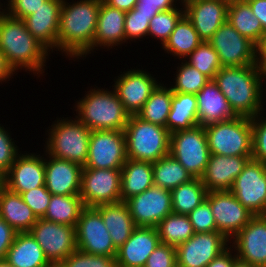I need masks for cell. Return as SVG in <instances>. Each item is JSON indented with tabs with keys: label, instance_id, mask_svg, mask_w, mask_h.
I'll list each match as a JSON object with an SVG mask.
<instances>
[{
	"label": "cell",
	"instance_id": "cell-1",
	"mask_svg": "<svg viewBox=\"0 0 266 267\" xmlns=\"http://www.w3.org/2000/svg\"><path fill=\"white\" fill-rule=\"evenodd\" d=\"M69 3L63 0L61 5L55 51H61L70 59L86 58V55L91 54L101 0H78Z\"/></svg>",
	"mask_w": 266,
	"mask_h": 267
},
{
	"label": "cell",
	"instance_id": "cell-2",
	"mask_svg": "<svg viewBox=\"0 0 266 267\" xmlns=\"http://www.w3.org/2000/svg\"><path fill=\"white\" fill-rule=\"evenodd\" d=\"M264 78L266 71L260 65L253 64L222 67L213 80L236 116L252 118L265 111L262 104L263 85H266Z\"/></svg>",
	"mask_w": 266,
	"mask_h": 267
},
{
	"label": "cell",
	"instance_id": "cell-3",
	"mask_svg": "<svg viewBox=\"0 0 266 267\" xmlns=\"http://www.w3.org/2000/svg\"><path fill=\"white\" fill-rule=\"evenodd\" d=\"M0 50L14 72L24 68L38 77L44 73L51 54L27 30L24 20L13 18L3 10L0 11Z\"/></svg>",
	"mask_w": 266,
	"mask_h": 267
},
{
	"label": "cell",
	"instance_id": "cell-4",
	"mask_svg": "<svg viewBox=\"0 0 266 267\" xmlns=\"http://www.w3.org/2000/svg\"><path fill=\"white\" fill-rule=\"evenodd\" d=\"M93 88L76 101V118L92 130H124L130 114L115 90Z\"/></svg>",
	"mask_w": 266,
	"mask_h": 267
},
{
	"label": "cell",
	"instance_id": "cell-5",
	"mask_svg": "<svg viewBox=\"0 0 266 267\" xmlns=\"http://www.w3.org/2000/svg\"><path fill=\"white\" fill-rule=\"evenodd\" d=\"M123 131L128 159L153 163L170 152L171 133L166 127L130 115Z\"/></svg>",
	"mask_w": 266,
	"mask_h": 267
},
{
	"label": "cell",
	"instance_id": "cell-6",
	"mask_svg": "<svg viewBox=\"0 0 266 267\" xmlns=\"http://www.w3.org/2000/svg\"><path fill=\"white\" fill-rule=\"evenodd\" d=\"M62 118H57L47 131L45 152L55 158L84 166L88 157L91 130L76 117Z\"/></svg>",
	"mask_w": 266,
	"mask_h": 267
},
{
	"label": "cell",
	"instance_id": "cell-7",
	"mask_svg": "<svg viewBox=\"0 0 266 267\" xmlns=\"http://www.w3.org/2000/svg\"><path fill=\"white\" fill-rule=\"evenodd\" d=\"M211 154L252 156L251 118L235 116L204 126Z\"/></svg>",
	"mask_w": 266,
	"mask_h": 267
},
{
	"label": "cell",
	"instance_id": "cell-8",
	"mask_svg": "<svg viewBox=\"0 0 266 267\" xmlns=\"http://www.w3.org/2000/svg\"><path fill=\"white\" fill-rule=\"evenodd\" d=\"M193 176L201 178L210 158L205 128L202 125L170 134V152Z\"/></svg>",
	"mask_w": 266,
	"mask_h": 267
},
{
	"label": "cell",
	"instance_id": "cell-9",
	"mask_svg": "<svg viewBox=\"0 0 266 267\" xmlns=\"http://www.w3.org/2000/svg\"><path fill=\"white\" fill-rule=\"evenodd\" d=\"M219 55L222 67L258 64L257 46L242 36L228 21L208 41Z\"/></svg>",
	"mask_w": 266,
	"mask_h": 267
},
{
	"label": "cell",
	"instance_id": "cell-10",
	"mask_svg": "<svg viewBox=\"0 0 266 267\" xmlns=\"http://www.w3.org/2000/svg\"><path fill=\"white\" fill-rule=\"evenodd\" d=\"M79 195L85 207L121 202V169L83 168Z\"/></svg>",
	"mask_w": 266,
	"mask_h": 267
},
{
	"label": "cell",
	"instance_id": "cell-11",
	"mask_svg": "<svg viewBox=\"0 0 266 267\" xmlns=\"http://www.w3.org/2000/svg\"><path fill=\"white\" fill-rule=\"evenodd\" d=\"M75 227L38 218L29 232L41 246L48 261L56 267L77 250Z\"/></svg>",
	"mask_w": 266,
	"mask_h": 267
},
{
	"label": "cell",
	"instance_id": "cell-12",
	"mask_svg": "<svg viewBox=\"0 0 266 267\" xmlns=\"http://www.w3.org/2000/svg\"><path fill=\"white\" fill-rule=\"evenodd\" d=\"M123 130H92L88 157L83 168L121 169L126 162Z\"/></svg>",
	"mask_w": 266,
	"mask_h": 267
},
{
	"label": "cell",
	"instance_id": "cell-13",
	"mask_svg": "<svg viewBox=\"0 0 266 267\" xmlns=\"http://www.w3.org/2000/svg\"><path fill=\"white\" fill-rule=\"evenodd\" d=\"M229 191L254 216L266 215V163L250 159Z\"/></svg>",
	"mask_w": 266,
	"mask_h": 267
},
{
	"label": "cell",
	"instance_id": "cell-14",
	"mask_svg": "<svg viewBox=\"0 0 266 267\" xmlns=\"http://www.w3.org/2000/svg\"><path fill=\"white\" fill-rule=\"evenodd\" d=\"M75 230L78 250L91 255L116 257L117 249L101 214L94 207H85L81 211Z\"/></svg>",
	"mask_w": 266,
	"mask_h": 267
},
{
	"label": "cell",
	"instance_id": "cell-15",
	"mask_svg": "<svg viewBox=\"0 0 266 267\" xmlns=\"http://www.w3.org/2000/svg\"><path fill=\"white\" fill-rule=\"evenodd\" d=\"M136 227H154L173 213L171 191L151 186L125 201Z\"/></svg>",
	"mask_w": 266,
	"mask_h": 267
},
{
	"label": "cell",
	"instance_id": "cell-16",
	"mask_svg": "<svg viewBox=\"0 0 266 267\" xmlns=\"http://www.w3.org/2000/svg\"><path fill=\"white\" fill-rule=\"evenodd\" d=\"M230 244L219 231L194 233L176 247L177 267H206Z\"/></svg>",
	"mask_w": 266,
	"mask_h": 267
},
{
	"label": "cell",
	"instance_id": "cell-17",
	"mask_svg": "<svg viewBox=\"0 0 266 267\" xmlns=\"http://www.w3.org/2000/svg\"><path fill=\"white\" fill-rule=\"evenodd\" d=\"M206 199L210 203L217 231L229 241L254 216L229 190L207 192Z\"/></svg>",
	"mask_w": 266,
	"mask_h": 267
},
{
	"label": "cell",
	"instance_id": "cell-18",
	"mask_svg": "<svg viewBox=\"0 0 266 267\" xmlns=\"http://www.w3.org/2000/svg\"><path fill=\"white\" fill-rule=\"evenodd\" d=\"M153 74L142 69H130L123 74L113 84L115 92L122 102L125 110L130 115H136L148 100L151 93L159 85Z\"/></svg>",
	"mask_w": 266,
	"mask_h": 267
},
{
	"label": "cell",
	"instance_id": "cell-19",
	"mask_svg": "<svg viewBox=\"0 0 266 267\" xmlns=\"http://www.w3.org/2000/svg\"><path fill=\"white\" fill-rule=\"evenodd\" d=\"M230 243L239 260L266 267V215L253 216Z\"/></svg>",
	"mask_w": 266,
	"mask_h": 267
},
{
	"label": "cell",
	"instance_id": "cell-20",
	"mask_svg": "<svg viewBox=\"0 0 266 267\" xmlns=\"http://www.w3.org/2000/svg\"><path fill=\"white\" fill-rule=\"evenodd\" d=\"M38 153H20L5 173V187L23 193L45 185V158Z\"/></svg>",
	"mask_w": 266,
	"mask_h": 267
},
{
	"label": "cell",
	"instance_id": "cell-21",
	"mask_svg": "<svg viewBox=\"0 0 266 267\" xmlns=\"http://www.w3.org/2000/svg\"><path fill=\"white\" fill-rule=\"evenodd\" d=\"M44 154L46 189L52 195H79L83 166Z\"/></svg>",
	"mask_w": 266,
	"mask_h": 267
},
{
	"label": "cell",
	"instance_id": "cell-22",
	"mask_svg": "<svg viewBox=\"0 0 266 267\" xmlns=\"http://www.w3.org/2000/svg\"><path fill=\"white\" fill-rule=\"evenodd\" d=\"M229 1L199 0L184 7L185 16L192 22L202 41H209L220 26L227 21Z\"/></svg>",
	"mask_w": 266,
	"mask_h": 267
},
{
	"label": "cell",
	"instance_id": "cell-23",
	"mask_svg": "<svg viewBox=\"0 0 266 267\" xmlns=\"http://www.w3.org/2000/svg\"><path fill=\"white\" fill-rule=\"evenodd\" d=\"M252 156H223L211 154L200 178L207 192L230 190L236 177Z\"/></svg>",
	"mask_w": 266,
	"mask_h": 267
},
{
	"label": "cell",
	"instance_id": "cell-24",
	"mask_svg": "<svg viewBox=\"0 0 266 267\" xmlns=\"http://www.w3.org/2000/svg\"><path fill=\"white\" fill-rule=\"evenodd\" d=\"M63 0H46L23 20L27 30L49 51L57 49L60 9ZM54 48V49H53Z\"/></svg>",
	"mask_w": 266,
	"mask_h": 267
},
{
	"label": "cell",
	"instance_id": "cell-25",
	"mask_svg": "<svg viewBox=\"0 0 266 267\" xmlns=\"http://www.w3.org/2000/svg\"><path fill=\"white\" fill-rule=\"evenodd\" d=\"M160 243L154 227H136L126 242L117 249V267H144L149 255Z\"/></svg>",
	"mask_w": 266,
	"mask_h": 267
},
{
	"label": "cell",
	"instance_id": "cell-26",
	"mask_svg": "<svg viewBox=\"0 0 266 267\" xmlns=\"http://www.w3.org/2000/svg\"><path fill=\"white\" fill-rule=\"evenodd\" d=\"M125 15L126 12L116 9L103 0L99 8L96 32L91 51L101 48L107 49L125 44ZM113 46V47H112Z\"/></svg>",
	"mask_w": 266,
	"mask_h": 267
},
{
	"label": "cell",
	"instance_id": "cell-27",
	"mask_svg": "<svg viewBox=\"0 0 266 267\" xmlns=\"http://www.w3.org/2000/svg\"><path fill=\"white\" fill-rule=\"evenodd\" d=\"M196 97L199 125L205 126L236 116L214 80H209Z\"/></svg>",
	"mask_w": 266,
	"mask_h": 267
},
{
	"label": "cell",
	"instance_id": "cell-28",
	"mask_svg": "<svg viewBox=\"0 0 266 267\" xmlns=\"http://www.w3.org/2000/svg\"><path fill=\"white\" fill-rule=\"evenodd\" d=\"M109 231L112 243L119 249L131 236L136 225L125 202L102 204L94 207Z\"/></svg>",
	"mask_w": 266,
	"mask_h": 267
},
{
	"label": "cell",
	"instance_id": "cell-29",
	"mask_svg": "<svg viewBox=\"0 0 266 267\" xmlns=\"http://www.w3.org/2000/svg\"><path fill=\"white\" fill-rule=\"evenodd\" d=\"M5 260L12 267H54L30 232H17Z\"/></svg>",
	"mask_w": 266,
	"mask_h": 267
},
{
	"label": "cell",
	"instance_id": "cell-30",
	"mask_svg": "<svg viewBox=\"0 0 266 267\" xmlns=\"http://www.w3.org/2000/svg\"><path fill=\"white\" fill-rule=\"evenodd\" d=\"M0 217L17 232H29L38 220L20 194L6 187L0 192Z\"/></svg>",
	"mask_w": 266,
	"mask_h": 267
},
{
	"label": "cell",
	"instance_id": "cell-31",
	"mask_svg": "<svg viewBox=\"0 0 266 267\" xmlns=\"http://www.w3.org/2000/svg\"><path fill=\"white\" fill-rule=\"evenodd\" d=\"M154 185L151 162L126 159L121 168V202Z\"/></svg>",
	"mask_w": 266,
	"mask_h": 267
},
{
	"label": "cell",
	"instance_id": "cell-32",
	"mask_svg": "<svg viewBox=\"0 0 266 267\" xmlns=\"http://www.w3.org/2000/svg\"><path fill=\"white\" fill-rule=\"evenodd\" d=\"M199 125L196 94L173 92L166 128L170 133Z\"/></svg>",
	"mask_w": 266,
	"mask_h": 267
},
{
	"label": "cell",
	"instance_id": "cell-33",
	"mask_svg": "<svg viewBox=\"0 0 266 267\" xmlns=\"http://www.w3.org/2000/svg\"><path fill=\"white\" fill-rule=\"evenodd\" d=\"M227 21L244 37L258 46L265 31L252 13L249 4L242 0H230L227 9Z\"/></svg>",
	"mask_w": 266,
	"mask_h": 267
},
{
	"label": "cell",
	"instance_id": "cell-34",
	"mask_svg": "<svg viewBox=\"0 0 266 267\" xmlns=\"http://www.w3.org/2000/svg\"><path fill=\"white\" fill-rule=\"evenodd\" d=\"M199 38L192 22L184 15L176 24L162 49L168 54L177 57L180 61L189 56L200 44Z\"/></svg>",
	"mask_w": 266,
	"mask_h": 267
},
{
	"label": "cell",
	"instance_id": "cell-35",
	"mask_svg": "<svg viewBox=\"0 0 266 267\" xmlns=\"http://www.w3.org/2000/svg\"><path fill=\"white\" fill-rule=\"evenodd\" d=\"M152 170L154 185L170 191L194 179L171 154L153 162Z\"/></svg>",
	"mask_w": 266,
	"mask_h": 267
},
{
	"label": "cell",
	"instance_id": "cell-36",
	"mask_svg": "<svg viewBox=\"0 0 266 267\" xmlns=\"http://www.w3.org/2000/svg\"><path fill=\"white\" fill-rule=\"evenodd\" d=\"M84 208L80 195H52L43 219L76 226Z\"/></svg>",
	"mask_w": 266,
	"mask_h": 267
},
{
	"label": "cell",
	"instance_id": "cell-37",
	"mask_svg": "<svg viewBox=\"0 0 266 267\" xmlns=\"http://www.w3.org/2000/svg\"><path fill=\"white\" fill-rule=\"evenodd\" d=\"M173 91L161 82L154 89L142 109L136 114L142 120L166 127L171 110Z\"/></svg>",
	"mask_w": 266,
	"mask_h": 267
},
{
	"label": "cell",
	"instance_id": "cell-38",
	"mask_svg": "<svg viewBox=\"0 0 266 267\" xmlns=\"http://www.w3.org/2000/svg\"><path fill=\"white\" fill-rule=\"evenodd\" d=\"M206 195L207 190L199 178L179 185L171 190L173 213L188 215L206 199Z\"/></svg>",
	"mask_w": 266,
	"mask_h": 267
},
{
	"label": "cell",
	"instance_id": "cell-39",
	"mask_svg": "<svg viewBox=\"0 0 266 267\" xmlns=\"http://www.w3.org/2000/svg\"><path fill=\"white\" fill-rule=\"evenodd\" d=\"M160 243L179 246L194 235L188 215L171 213L157 226Z\"/></svg>",
	"mask_w": 266,
	"mask_h": 267
},
{
	"label": "cell",
	"instance_id": "cell-40",
	"mask_svg": "<svg viewBox=\"0 0 266 267\" xmlns=\"http://www.w3.org/2000/svg\"><path fill=\"white\" fill-rule=\"evenodd\" d=\"M183 61L199 70L210 80H213L216 73L222 68L219 55L208 41H202Z\"/></svg>",
	"mask_w": 266,
	"mask_h": 267
},
{
	"label": "cell",
	"instance_id": "cell-41",
	"mask_svg": "<svg viewBox=\"0 0 266 267\" xmlns=\"http://www.w3.org/2000/svg\"><path fill=\"white\" fill-rule=\"evenodd\" d=\"M174 80V85L171 84L172 86H170L173 92L197 94L210 79L196 68L182 61L180 66L177 67Z\"/></svg>",
	"mask_w": 266,
	"mask_h": 267
},
{
	"label": "cell",
	"instance_id": "cell-42",
	"mask_svg": "<svg viewBox=\"0 0 266 267\" xmlns=\"http://www.w3.org/2000/svg\"><path fill=\"white\" fill-rule=\"evenodd\" d=\"M184 15V7H176L157 13L150 20L148 36H153L152 38H157V40L159 39L163 46L175 29L176 24Z\"/></svg>",
	"mask_w": 266,
	"mask_h": 267
},
{
	"label": "cell",
	"instance_id": "cell-43",
	"mask_svg": "<svg viewBox=\"0 0 266 267\" xmlns=\"http://www.w3.org/2000/svg\"><path fill=\"white\" fill-rule=\"evenodd\" d=\"M56 267H117L116 257L91 255L75 250Z\"/></svg>",
	"mask_w": 266,
	"mask_h": 267
},
{
	"label": "cell",
	"instance_id": "cell-44",
	"mask_svg": "<svg viewBox=\"0 0 266 267\" xmlns=\"http://www.w3.org/2000/svg\"><path fill=\"white\" fill-rule=\"evenodd\" d=\"M154 16L140 14L135 8L126 12L124 26L125 42L127 40L136 41L137 39L139 40L148 36L150 20Z\"/></svg>",
	"mask_w": 266,
	"mask_h": 267
},
{
	"label": "cell",
	"instance_id": "cell-45",
	"mask_svg": "<svg viewBox=\"0 0 266 267\" xmlns=\"http://www.w3.org/2000/svg\"><path fill=\"white\" fill-rule=\"evenodd\" d=\"M252 160L266 163V117L258 114L251 118Z\"/></svg>",
	"mask_w": 266,
	"mask_h": 267
},
{
	"label": "cell",
	"instance_id": "cell-46",
	"mask_svg": "<svg viewBox=\"0 0 266 267\" xmlns=\"http://www.w3.org/2000/svg\"><path fill=\"white\" fill-rule=\"evenodd\" d=\"M195 233L217 231L214 215L207 199L188 214Z\"/></svg>",
	"mask_w": 266,
	"mask_h": 267
},
{
	"label": "cell",
	"instance_id": "cell-47",
	"mask_svg": "<svg viewBox=\"0 0 266 267\" xmlns=\"http://www.w3.org/2000/svg\"><path fill=\"white\" fill-rule=\"evenodd\" d=\"M23 201L32 209L37 218H43L48 209L52 194L46 186H40L20 193Z\"/></svg>",
	"mask_w": 266,
	"mask_h": 267
},
{
	"label": "cell",
	"instance_id": "cell-48",
	"mask_svg": "<svg viewBox=\"0 0 266 267\" xmlns=\"http://www.w3.org/2000/svg\"><path fill=\"white\" fill-rule=\"evenodd\" d=\"M18 146L12 139L10 132L0 124V170L6 173L19 155ZM19 151V152H18Z\"/></svg>",
	"mask_w": 266,
	"mask_h": 267
},
{
	"label": "cell",
	"instance_id": "cell-49",
	"mask_svg": "<svg viewBox=\"0 0 266 267\" xmlns=\"http://www.w3.org/2000/svg\"><path fill=\"white\" fill-rule=\"evenodd\" d=\"M144 267H177L176 247L159 243Z\"/></svg>",
	"mask_w": 266,
	"mask_h": 267
},
{
	"label": "cell",
	"instance_id": "cell-50",
	"mask_svg": "<svg viewBox=\"0 0 266 267\" xmlns=\"http://www.w3.org/2000/svg\"><path fill=\"white\" fill-rule=\"evenodd\" d=\"M46 0H8L7 7L4 6L5 11L9 16L18 19H24L28 15L35 13L39 7L43 5Z\"/></svg>",
	"mask_w": 266,
	"mask_h": 267
},
{
	"label": "cell",
	"instance_id": "cell-51",
	"mask_svg": "<svg viewBox=\"0 0 266 267\" xmlns=\"http://www.w3.org/2000/svg\"><path fill=\"white\" fill-rule=\"evenodd\" d=\"M178 0H137L134 7L138 13L144 15H156L161 11L176 8Z\"/></svg>",
	"mask_w": 266,
	"mask_h": 267
},
{
	"label": "cell",
	"instance_id": "cell-52",
	"mask_svg": "<svg viewBox=\"0 0 266 267\" xmlns=\"http://www.w3.org/2000/svg\"><path fill=\"white\" fill-rule=\"evenodd\" d=\"M17 231L0 217V260L5 259L8 249L14 242Z\"/></svg>",
	"mask_w": 266,
	"mask_h": 267
},
{
	"label": "cell",
	"instance_id": "cell-53",
	"mask_svg": "<svg viewBox=\"0 0 266 267\" xmlns=\"http://www.w3.org/2000/svg\"><path fill=\"white\" fill-rule=\"evenodd\" d=\"M231 249L232 247L229 246L225 251L213 259L206 267H233L237 256L235 251Z\"/></svg>",
	"mask_w": 266,
	"mask_h": 267
},
{
	"label": "cell",
	"instance_id": "cell-54",
	"mask_svg": "<svg viewBox=\"0 0 266 267\" xmlns=\"http://www.w3.org/2000/svg\"><path fill=\"white\" fill-rule=\"evenodd\" d=\"M246 2L266 32V0H248Z\"/></svg>",
	"mask_w": 266,
	"mask_h": 267
},
{
	"label": "cell",
	"instance_id": "cell-55",
	"mask_svg": "<svg viewBox=\"0 0 266 267\" xmlns=\"http://www.w3.org/2000/svg\"><path fill=\"white\" fill-rule=\"evenodd\" d=\"M106 4L120 9L121 11H131L137 3V0H103Z\"/></svg>",
	"mask_w": 266,
	"mask_h": 267
},
{
	"label": "cell",
	"instance_id": "cell-56",
	"mask_svg": "<svg viewBox=\"0 0 266 267\" xmlns=\"http://www.w3.org/2000/svg\"><path fill=\"white\" fill-rule=\"evenodd\" d=\"M15 74L14 71L7 64L4 54L0 50V82H5L10 80L12 75Z\"/></svg>",
	"mask_w": 266,
	"mask_h": 267
},
{
	"label": "cell",
	"instance_id": "cell-57",
	"mask_svg": "<svg viewBox=\"0 0 266 267\" xmlns=\"http://www.w3.org/2000/svg\"><path fill=\"white\" fill-rule=\"evenodd\" d=\"M258 65L266 71V32L261 43L257 46Z\"/></svg>",
	"mask_w": 266,
	"mask_h": 267
},
{
	"label": "cell",
	"instance_id": "cell-58",
	"mask_svg": "<svg viewBox=\"0 0 266 267\" xmlns=\"http://www.w3.org/2000/svg\"><path fill=\"white\" fill-rule=\"evenodd\" d=\"M233 267H256L247 262L241 261L238 258L235 260Z\"/></svg>",
	"mask_w": 266,
	"mask_h": 267
},
{
	"label": "cell",
	"instance_id": "cell-59",
	"mask_svg": "<svg viewBox=\"0 0 266 267\" xmlns=\"http://www.w3.org/2000/svg\"><path fill=\"white\" fill-rule=\"evenodd\" d=\"M5 188V173L0 170V192Z\"/></svg>",
	"mask_w": 266,
	"mask_h": 267
},
{
	"label": "cell",
	"instance_id": "cell-60",
	"mask_svg": "<svg viewBox=\"0 0 266 267\" xmlns=\"http://www.w3.org/2000/svg\"><path fill=\"white\" fill-rule=\"evenodd\" d=\"M195 1H199V0H178L179 3H181L180 5H182V7H185L186 5L195 2Z\"/></svg>",
	"mask_w": 266,
	"mask_h": 267
},
{
	"label": "cell",
	"instance_id": "cell-61",
	"mask_svg": "<svg viewBox=\"0 0 266 267\" xmlns=\"http://www.w3.org/2000/svg\"><path fill=\"white\" fill-rule=\"evenodd\" d=\"M0 267H12L5 259L0 260Z\"/></svg>",
	"mask_w": 266,
	"mask_h": 267
},
{
	"label": "cell",
	"instance_id": "cell-62",
	"mask_svg": "<svg viewBox=\"0 0 266 267\" xmlns=\"http://www.w3.org/2000/svg\"><path fill=\"white\" fill-rule=\"evenodd\" d=\"M3 6V3L0 2V11L3 10L1 7Z\"/></svg>",
	"mask_w": 266,
	"mask_h": 267
}]
</instances>
